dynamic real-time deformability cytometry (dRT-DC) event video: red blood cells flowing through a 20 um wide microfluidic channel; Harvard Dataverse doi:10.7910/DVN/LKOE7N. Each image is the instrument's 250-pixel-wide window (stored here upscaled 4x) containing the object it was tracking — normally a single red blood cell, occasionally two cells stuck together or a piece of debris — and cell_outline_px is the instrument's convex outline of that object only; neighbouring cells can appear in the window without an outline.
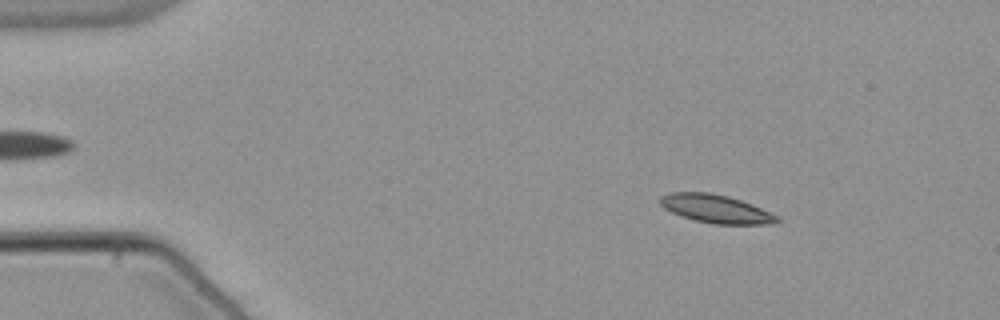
{"species": "common noctule bat (a hibernating species)", "species_latin": "Nyctalus noctula", "temperature_condition": "warm", "stored_images_in_passage": 55, "camera_frame_rate_fps": 3000, "um_per_image_px": 0.085, "animal": {"sex": "male", "body_mass_g": 21.5, "forearm_length_mm": 52.0}, "frame": {"image": 1, "passage_image": 9, "time_ms": 2.667, "image_size_px": [1000, 320], "cell_outline_px": [[784, 220], [772, 224], [712, 224], [680, 216], [664, 208], [656, 200], [660, 196], [672, 192], [708, 192], [728, 196], [752, 204], [780, 216]], "centroid_in_image_um": [60.87, 17.75], "position_along_channel_um": 24.1, "area_um2": 19.54}}
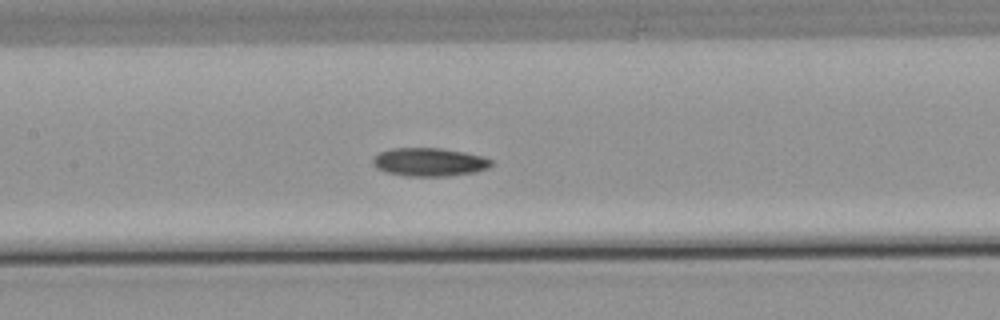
{"frame": {"image": 2, "passage_image": 27, "time_ms": 8.667, "image_size_px": [1000, 320], "cell_outline_px": [[496, 164], [488, 168], [476, 172], [448, 176], [408, 176], [384, 172], [376, 168], [372, 164], [372, 160], [380, 152], [392, 148], [440, 148], [464, 152], [480, 156], [492, 160]], "centroid_in_image_um": [36.5, 13.78], "position_along_channel_um": 170.9, "area_um2": 19.65}}
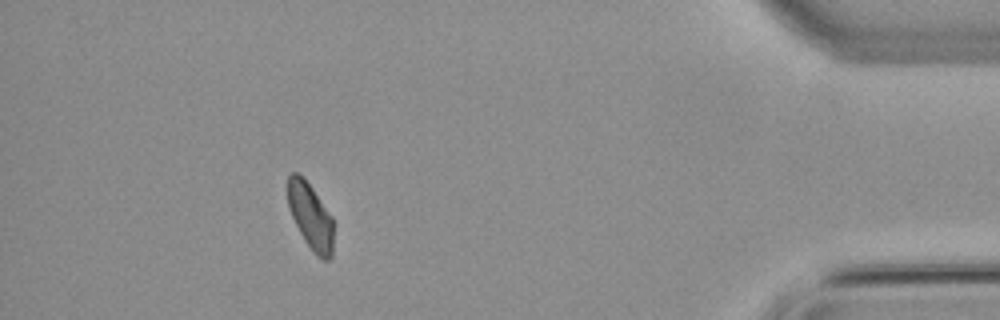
{"frame": {"image": 3, "passage_image": 50, "time_ms": 16.333, "image_size_px": [1000, 320], "cell_outline_px": [[332, 256], [328, 260], [324, 260], [316, 256], [312, 252], [304, 240], [292, 216], [288, 204], [288, 176], [292, 172], [296, 172], [312, 188], [332, 216]], "centroid_in_image_um": [26.39, 18.42], "position_along_channel_um": 408.8, "area_um2": 17.28}}